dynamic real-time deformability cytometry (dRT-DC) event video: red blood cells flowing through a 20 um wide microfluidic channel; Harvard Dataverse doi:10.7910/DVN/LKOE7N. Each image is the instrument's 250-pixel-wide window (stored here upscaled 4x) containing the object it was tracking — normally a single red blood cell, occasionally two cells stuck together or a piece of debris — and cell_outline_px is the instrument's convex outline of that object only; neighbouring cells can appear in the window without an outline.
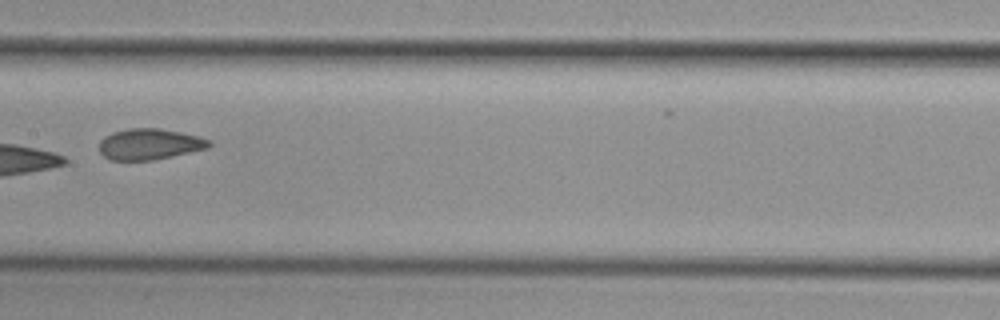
{"species": "common noctule bat (a hibernating species)", "species_latin": "Nyctalus noctula", "temperature_condition": "cold", "stored_images_in_passage": 11, "camera_frame_rate_fps": 3000, "um_per_image_px": 0.085, "animal": {"sex": "female", "body_mass_g": 29.2, "forearm_length_mm": 56.3}, "frame": {"image": 1, "passage_image": 8, "time_ms": 9.0, "image_size_px": [1000, 320], "cell_outline_px": [[212, 144], [208, 148], [172, 156], [152, 160], [108, 160], [100, 152], [100, 140], [104, 136], [112, 132], [128, 128], [160, 128], [180, 132], [212, 140]], "centroid_in_image_um": [12.7, 12.25], "position_along_channel_um": 194.7, "area_um2": 19.88}}
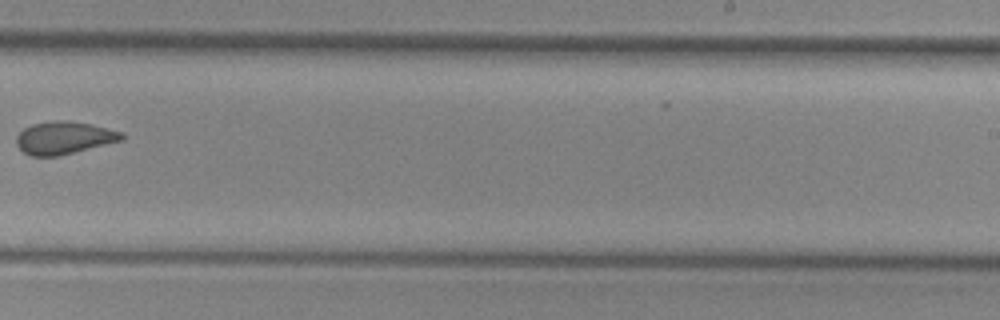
{"frame": {"image": 2, "passage_image": 10, "time_ms": 11.333, "image_size_px": [1000, 320], "cell_outline_px": [[124, 140], [56, 156], [32, 156], [24, 152], [16, 144], [16, 136], [24, 128], [32, 124], [52, 120], [68, 120], [92, 124], [120, 132], [124, 136]], "centroid_in_image_um": [5.42, 11.7], "position_along_channel_um": 283.6, "area_um2": 19.88}}
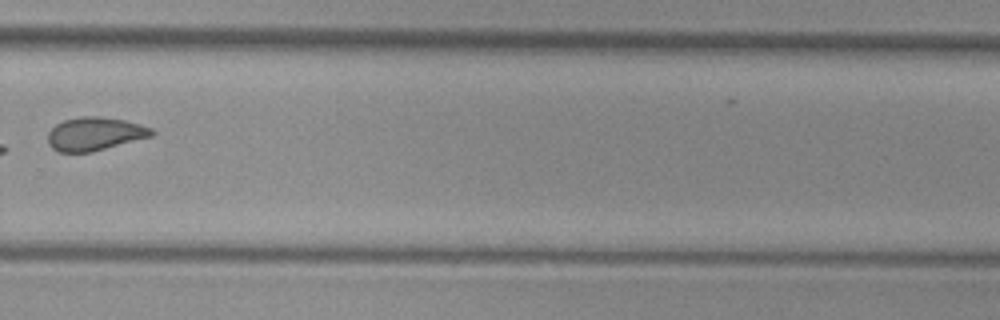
{"frame": {"image": 3, "passage_image": 11, "time_ms": 12.333, "image_size_px": [1000, 320], "cell_outline_px": [[156, 132], [152, 136], [92, 152], [60, 152], [52, 148], [48, 144], [48, 132], [56, 124], [64, 120], [80, 116], [100, 116], [124, 120], [140, 124], [152, 128]], "centroid_in_image_um": [8.06, 11.37], "position_along_channel_um": 321.7, "area_um2": 20.23}}